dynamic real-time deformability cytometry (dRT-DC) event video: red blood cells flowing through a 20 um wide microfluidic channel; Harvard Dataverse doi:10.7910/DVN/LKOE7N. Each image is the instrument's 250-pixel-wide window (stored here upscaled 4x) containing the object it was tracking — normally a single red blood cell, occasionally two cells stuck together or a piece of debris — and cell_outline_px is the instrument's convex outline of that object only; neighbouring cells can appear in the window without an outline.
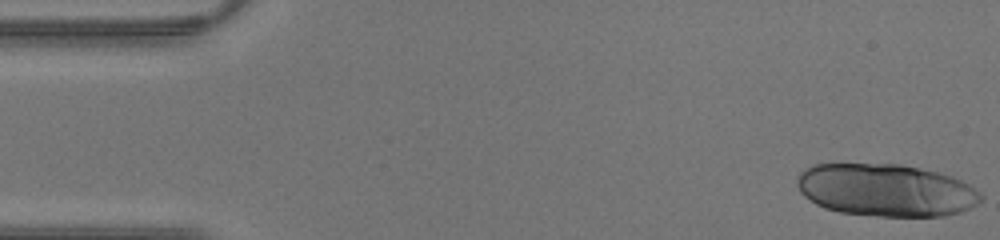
{"species": "human", "species_latin": "Homo sapiens", "temperature_condition": "warm", "stored_images_in_passage": 37, "segment_of_instrument_passage": [1, 2], "camera_frame_rate_fps": 3000, "um_per_image_px": 0.085, "donor": {"sex": "male"}, "frame": {"image": 1, "passage_image": 1, "time_ms": 0.0, "image_size_px": [1000, 240], "cell_outline_px": [[984, 200], [960, 212], [944, 216], [880, 216], [840, 212], [824, 208], [816, 204], [804, 196], [800, 192], [796, 184], [796, 176], [804, 168], [812, 164], [900, 164], [936, 172], [952, 176], [968, 184], [980, 192], [984, 196]], "centroid_in_image_um": [75.27, 16.16], "position_along_channel_um": 9.7, "area_um2": 56.41}}
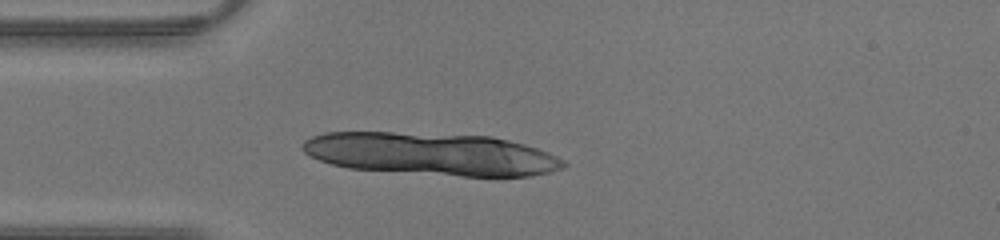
{"frame": {"image": 2, "passage_image": 11, "time_ms": 3.333, "image_size_px": [1000, 240], "cell_outline_px": [[568, 164], [564, 168], [552, 172], [532, 176], [460, 176], [348, 168], [332, 164], [320, 160], [304, 152], [300, 148], [300, 144], [304, 140], [312, 136], [324, 132], [392, 132], [488, 136], [508, 140], [524, 144], [548, 152], [564, 160]], "centroid_in_image_um": [36.66, 13.09], "position_along_channel_um": 48.3, "area_um2": 64.79}}